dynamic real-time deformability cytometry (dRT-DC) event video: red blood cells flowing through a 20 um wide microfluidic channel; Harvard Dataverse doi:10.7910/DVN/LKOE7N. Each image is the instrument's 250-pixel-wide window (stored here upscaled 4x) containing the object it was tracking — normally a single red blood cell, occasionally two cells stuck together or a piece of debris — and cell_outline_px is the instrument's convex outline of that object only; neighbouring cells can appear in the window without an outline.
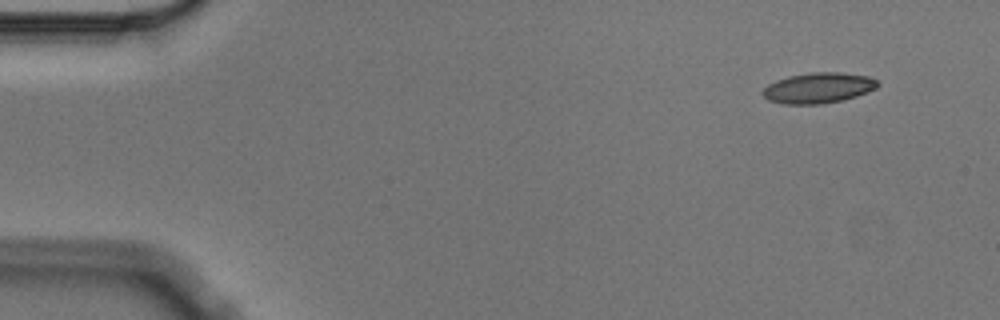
{"species": "Egyptian fruit bat (a non-hibernating species)", "species_latin": "Rousettus aegyptiacus", "temperature_condition": "cold", "stored_images_in_passage": 5, "camera_frame_rate_fps": 3000, "um_per_image_px": 0.085, "animal": {"sex": "male"}, "frame": {"image": 1, "passage_image": 1, "time_ms": 0.0, "image_size_px": [1000, 320], "cell_outline_px": [[880, 84], [876, 88], [868, 92], [844, 100], [824, 104], [784, 104], [768, 100], [760, 92], [768, 84], [776, 80], [788, 76], [812, 72], [840, 72], [868, 76], [876, 80]], "centroid_in_image_um": [69.55, 7.48], "position_along_channel_um": 15.4, "area_um2": 20.63}}
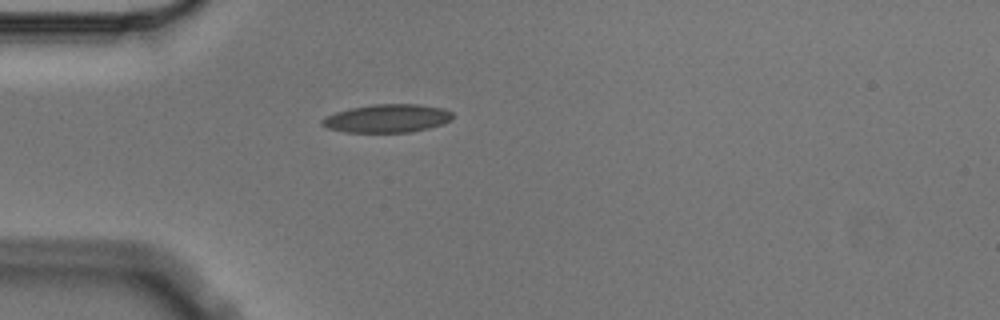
{"frame": {"image": 2, "passage_image": 4, "time_ms": 1.0, "image_size_px": [1000, 320], "cell_outline_px": [[452, 120], [444, 124], [412, 132], [344, 132], [328, 128], [320, 124], [320, 120], [324, 116], [336, 112], [352, 108], [372, 104], [420, 104], [440, 108], [452, 112]], "centroid_in_image_um": [32.89, 10.06], "position_along_channel_um": 52.1, "area_um2": 21.56}}